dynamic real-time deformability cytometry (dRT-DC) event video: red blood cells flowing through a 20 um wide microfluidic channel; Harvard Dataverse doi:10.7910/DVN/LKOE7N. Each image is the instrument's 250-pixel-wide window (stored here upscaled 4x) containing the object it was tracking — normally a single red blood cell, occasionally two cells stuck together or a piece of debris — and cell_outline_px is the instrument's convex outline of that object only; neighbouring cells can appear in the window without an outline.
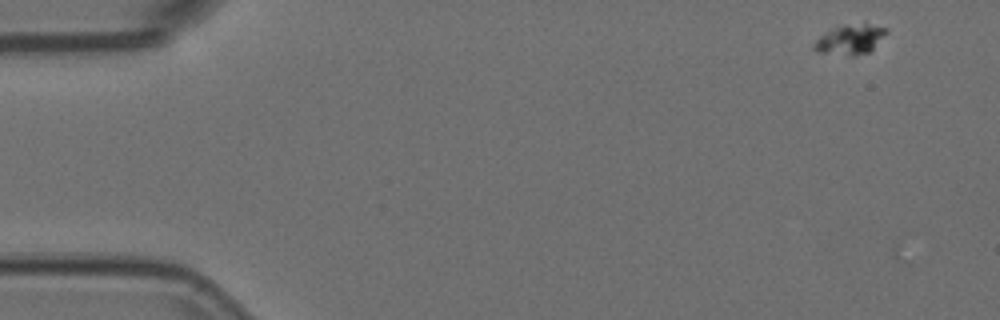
{"species": "Egyptian fruit bat (a non-hibernating species)", "species_latin": "Rousettus aegyptiacus", "temperature_condition": "room temperature", "stored_images_in_passage": 5, "camera_frame_rate_fps": 3000, "um_per_image_px": 0.085, "animal": {"sex": "female"}, "frame": {"image": 1, "passage_image": 1, "time_ms": 0.0, "image_size_px": [1000, 320], "cell_outline_px": [[888, 32], [868, 52], [856, 56], [848, 56], [816, 52], [812, 48], [812, 44], [820, 36], [832, 28], [864, 20], [888, 28]], "centroid_in_image_um": [72.28, 3.32], "position_along_channel_um": 12.7, "area_um2": 13.12}}